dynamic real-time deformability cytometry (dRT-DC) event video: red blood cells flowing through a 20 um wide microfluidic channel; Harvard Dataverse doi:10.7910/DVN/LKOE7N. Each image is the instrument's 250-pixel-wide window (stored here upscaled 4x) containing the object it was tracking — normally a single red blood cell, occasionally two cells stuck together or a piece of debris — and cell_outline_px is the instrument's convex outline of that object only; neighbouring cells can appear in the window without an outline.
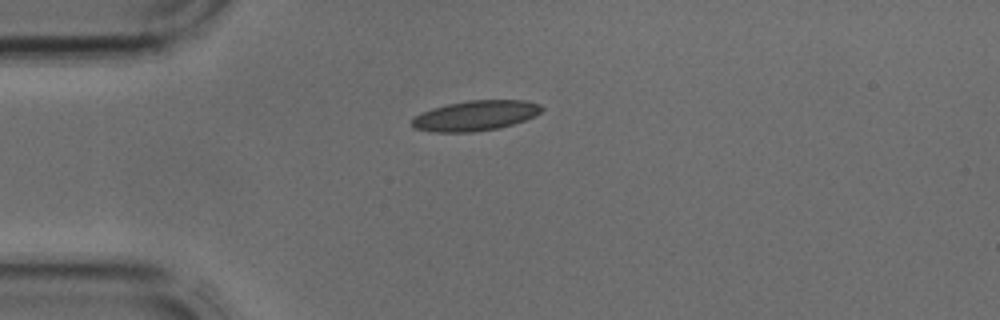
{"species": "common noctule bat (a hibernating species)", "species_latin": "Nyctalus noctula", "temperature_condition": "cold", "stored_images_in_passage": 2, "camera_frame_rate_fps": 3000, "um_per_image_px": 0.085, "animal": {"sex": "male", "body_mass_g": 17.9, "forearm_length_mm": 54.2}, "frame": {"image": 1, "passage_image": 1, "time_ms": 0.0, "image_size_px": [1000, 320], "cell_outline_px": [[544, 108], [536, 116], [512, 124], [496, 128], [472, 132], [436, 132], [412, 128], [412, 120], [420, 112], [432, 108], [448, 104], [468, 100], [524, 100], [540, 104]], "centroid_in_image_um": [40.41, 9.82], "position_along_channel_um": 44.6, "area_um2": 22.72}}
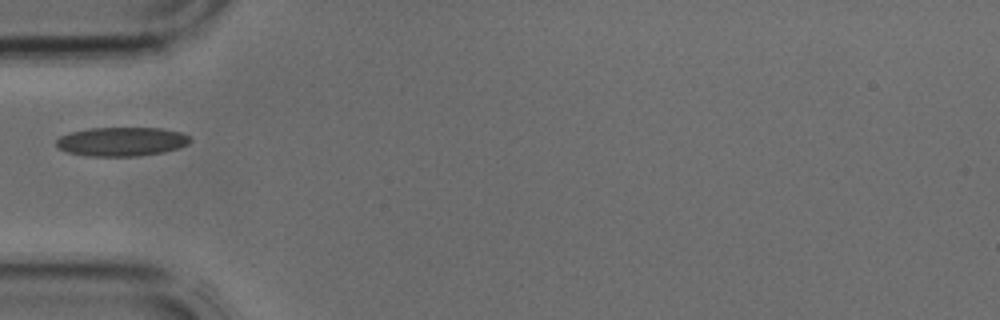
{"frame": {"image": 2, "passage_image": 2, "time_ms": 0.333, "image_size_px": [1000, 320], "cell_outline_px": [[192, 140], [188, 144], [180, 148], [164, 152], [136, 156], [88, 156], [68, 152], [56, 148], [56, 140], [60, 136], [72, 132], [92, 128], [160, 128], [180, 132], [188, 136]], "centroid_in_image_um": [10.34, 12.04], "position_along_channel_um": 74.7, "area_um2": 22.6}}